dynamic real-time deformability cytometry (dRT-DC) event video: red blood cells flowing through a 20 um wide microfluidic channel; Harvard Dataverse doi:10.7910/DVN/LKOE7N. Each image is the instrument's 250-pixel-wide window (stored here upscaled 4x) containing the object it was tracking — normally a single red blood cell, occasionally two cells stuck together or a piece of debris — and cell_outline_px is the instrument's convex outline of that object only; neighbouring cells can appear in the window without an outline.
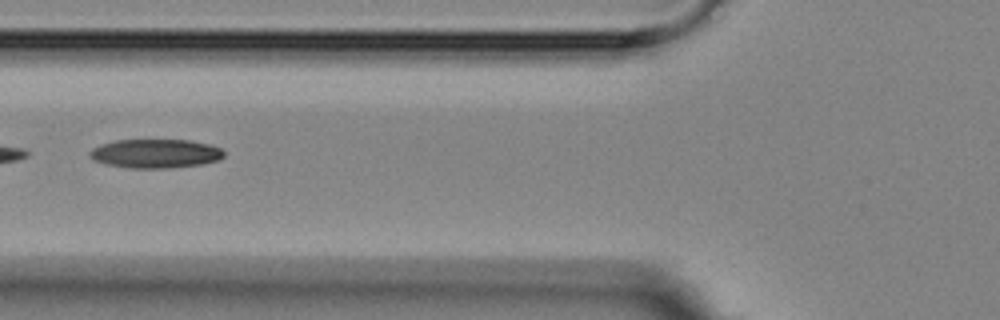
{"species": "Egyptian fruit bat (a non-hibernating species)", "species_latin": "Rousettus aegyptiacus", "temperature_condition": "room temperature", "stored_images_in_passage": 13, "camera_frame_rate_fps": 3000, "um_per_image_px": 0.085, "animal": {"sex": "female"}, "frame": {"image": 1, "passage_image": 4, "time_ms": 4.667, "image_size_px": [1000, 320], "cell_outline_px": [[224, 156], [220, 160], [204, 164], [168, 168], [128, 168], [104, 164], [92, 160], [88, 156], [88, 152], [92, 148], [100, 144], [116, 140], [188, 140], [208, 144], [220, 148], [224, 152]], "centroid_in_image_um": [13.17, 13.06], "position_along_channel_um": 112.6, "area_um2": 22.89}}
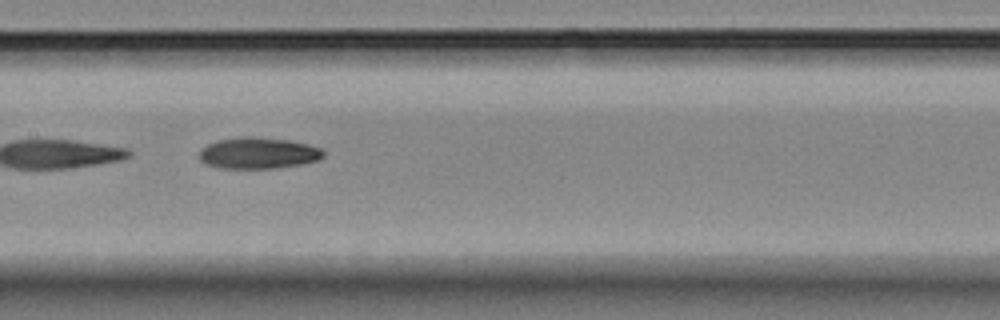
{"frame": {"image": 2, "passage_image": 6, "time_ms": 6.667, "image_size_px": [1000, 320], "cell_outline_px": [[324, 156], [320, 160], [300, 164], [276, 168], [220, 168], [208, 164], [200, 160], [200, 148], [216, 140], [240, 136], [256, 136], [288, 140], [308, 144], [320, 148], [324, 152]], "centroid_in_image_um": [21.95, 13.0], "position_along_channel_um": 185.5, "area_um2": 22.77}}
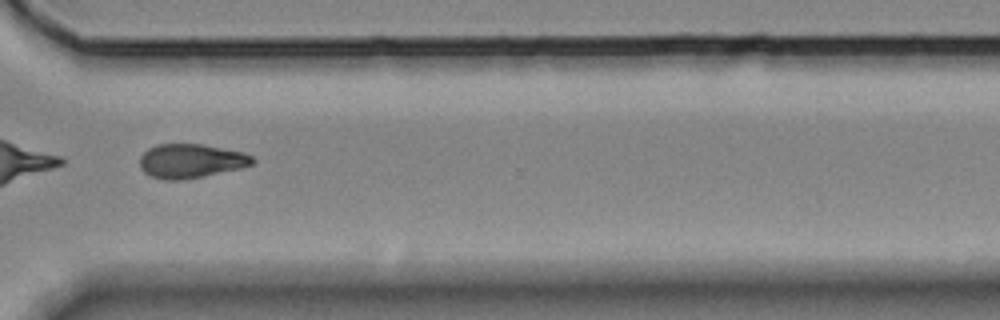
{"frame": {"image": 3, "passage_image": 10, "time_ms": 11.333, "image_size_px": [1000, 320], "cell_outline_px": [[256, 160], [252, 164], [240, 168], [204, 176], [180, 180], [164, 180], [148, 176], [140, 168], [140, 156], [148, 148], [156, 144], [200, 144], [244, 152], [252, 156]], "centroid_in_image_um": [16.19, 13.68], "position_along_channel_um": 354.4, "area_um2": 22.48}, "authors_computed_cell_mechanics": {"area_um2": 22.8888, "velocity_mm_per_s": 3.6367, "shape_relaxation_time_tau1_ms": 4.2384, "shape_relaxation_time_tau2_ms": 10.1678, "deformation_change_tau1": 0.121, "deformation_change_tau2": 0.1682}}